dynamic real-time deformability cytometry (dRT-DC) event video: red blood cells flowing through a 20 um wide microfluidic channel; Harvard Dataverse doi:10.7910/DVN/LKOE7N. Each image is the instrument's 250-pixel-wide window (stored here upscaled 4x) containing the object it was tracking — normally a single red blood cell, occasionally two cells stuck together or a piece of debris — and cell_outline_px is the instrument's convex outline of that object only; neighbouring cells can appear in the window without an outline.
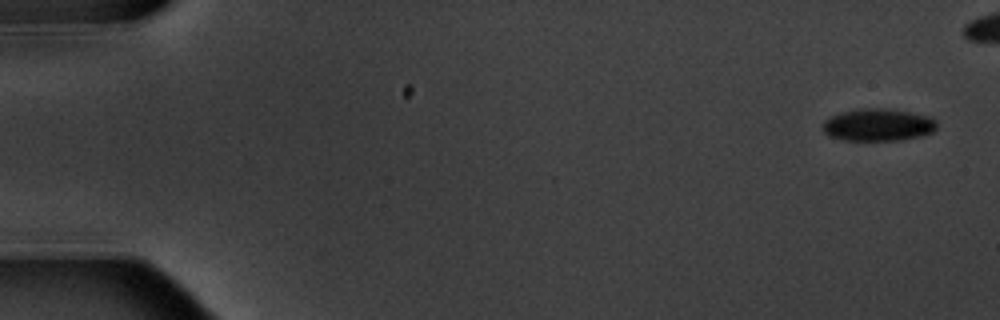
{"species": "common noctule bat (a hibernating species)", "species_latin": "Nyctalus noctula", "temperature_condition": "warm", "stored_images_in_passage": 6, "camera_frame_rate_fps": 3000, "um_per_image_px": 0.085, "animal": {"sex": "male", "body_mass_g": 20.1, "forearm_length_mm": 53.5}, "frame": {"image": 1, "passage_image": 1, "time_ms": 0.0, "image_size_px": [1000, 320], "cell_outline_px": [[936, 128], [932, 132], [920, 136], [900, 140], [844, 140], [828, 136], [824, 132], [824, 120], [832, 116], [844, 112], [860, 108], [888, 108], [912, 112], [932, 116], [936, 120]], "centroid_in_image_um": [74.68, 10.6], "position_along_channel_um": 10.3, "area_um2": 21.56}}
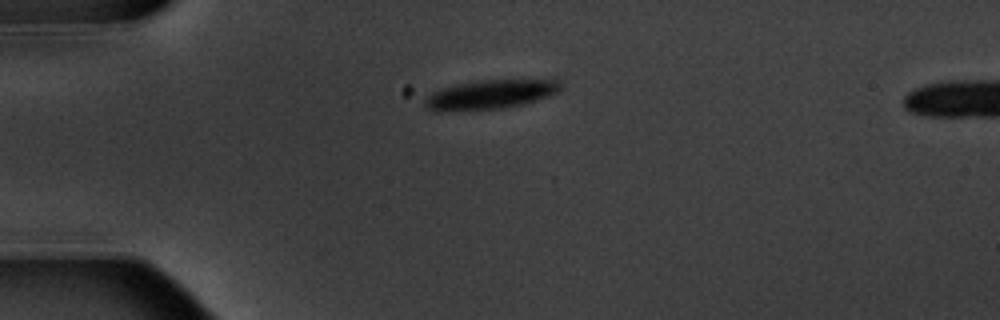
{"frame": {"image": 2, "passage_image": 6, "time_ms": 6.667, "image_size_px": [1000, 320], "cell_outline_px": [[560, 88], [556, 92], [548, 96], [520, 104], [504, 108], [440, 112], [432, 112], [424, 108], [424, 100], [432, 92], [440, 88], [456, 84], [476, 80], [556, 76], [560, 80]], "centroid_in_image_um": [41.72, 7.98], "position_along_channel_um": 43.3, "area_um2": 24.33}}